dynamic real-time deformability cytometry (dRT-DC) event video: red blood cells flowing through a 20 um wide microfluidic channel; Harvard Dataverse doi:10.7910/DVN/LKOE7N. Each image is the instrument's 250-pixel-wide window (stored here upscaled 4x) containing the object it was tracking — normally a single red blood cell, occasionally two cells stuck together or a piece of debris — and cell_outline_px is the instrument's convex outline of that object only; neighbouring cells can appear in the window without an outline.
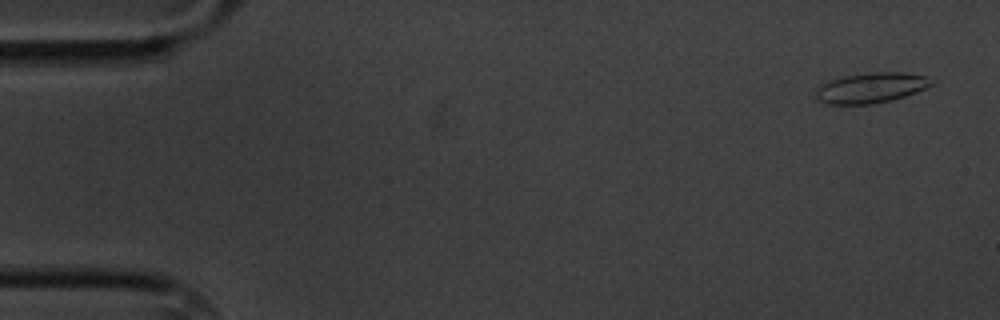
{"species": "common noctule bat (a hibernating species)", "species_latin": "Nyctalus noctula", "temperature_condition": "cold", "stored_images_in_passage": 5, "camera_frame_rate_fps": 3000, "um_per_image_px": 0.085, "animal": {"sex": "male", "body_mass_g": 20.1, "forearm_length_mm": 53.5}, "frame": {"image": 1, "passage_image": 1, "time_ms": 0.0, "image_size_px": [1000, 320], "cell_outline_px": [[936, 84], [916, 92], [892, 100], [872, 104], [824, 104], [816, 100], [816, 88], [840, 76], [872, 72], [904, 72], [928, 76]], "centroid_in_image_um": [74.06, 7.46], "position_along_channel_um": 10.9, "area_um2": 20.63}}